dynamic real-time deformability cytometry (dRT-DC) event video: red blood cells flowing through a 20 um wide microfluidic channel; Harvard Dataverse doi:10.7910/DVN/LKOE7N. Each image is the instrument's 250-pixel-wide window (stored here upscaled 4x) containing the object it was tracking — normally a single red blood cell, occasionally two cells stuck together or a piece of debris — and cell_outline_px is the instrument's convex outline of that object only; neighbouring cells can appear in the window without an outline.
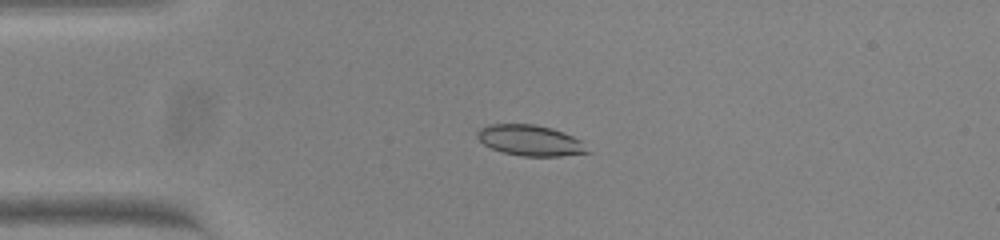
{"species": "common noctule bat (a hibernating species)", "species_latin": "Nyctalus noctula", "temperature_condition": "warm", "stored_images_in_passage": 46, "camera_frame_rate_fps": 3000, "um_per_image_px": 0.085, "animal": {"sex": "female", "body_mass_g": 23.0, "forearm_length_mm": 53.4}, "frame": {"image": 1, "passage_image": 5, "time_ms": 1.333, "image_size_px": [1000, 240], "cell_outline_px": [[592, 152], [560, 156], [524, 156], [504, 152], [492, 148], [484, 144], [476, 136], [476, 132], [480, 128], [488, 124], [536, 124], [552, 128], [564, 132], [580, 140]], "centroid_in_image_um": [45.07, 11.92], "position_along_channel_um": 39.9, "area_um2": 19.71}}
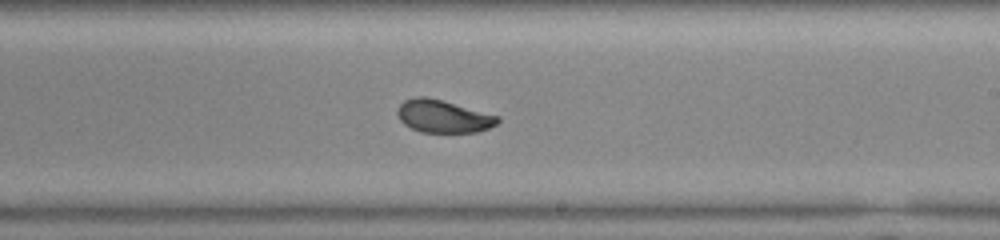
{"frame": {"image": 2, "passage_image": 24, "time_ms": 7.667, "image_size_px": [1000, 240], "cell_outline_px": [[500, 120], [496, 124], [488, 128], [476, 132], [420, 132], [404, 124], [400, 120], [396, 112], [400, 104], [404, 100], [416, 96], [424, 96], [440, 100], [500, 116]], "centroid_in_image_um": [37.65, 9.89], "position_along_channel_um": 251.3, "area_um2": 18.9}}
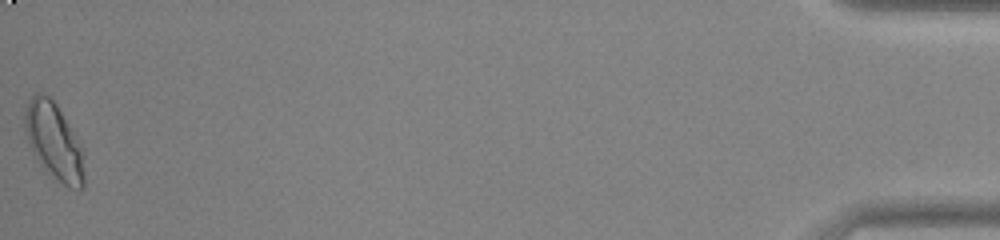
{"frame": {"image": 3, "passage_image": 46, "time_ms": 15.0, "image_size_px": [1000, 240], "cell_outline_px": [[84, 188], [80, 192], [68, 188], [44, 168], [36, 160], [32, 152], [24, 128], [24, 116], [28, 100], [36, 92], [48, 96], [56, 104], [80, 148], [84, 176]], "centroid_in_image_um": [4.55, 12.05], "position_along_channel_um": 430.7, "area_um2": 25.78}, "authors_computed_cell_mechanics": {"area_um2": 20.0277, "velocity_mm_per_s": 3.813, "shape_relaxation_time_tau1_ms": 6.0873, "shape_relaxation_time_tau2_ms": 1.1274, "deformation_change_tau1": 0.1722, "deformation_change_tau2": 0.0456}}